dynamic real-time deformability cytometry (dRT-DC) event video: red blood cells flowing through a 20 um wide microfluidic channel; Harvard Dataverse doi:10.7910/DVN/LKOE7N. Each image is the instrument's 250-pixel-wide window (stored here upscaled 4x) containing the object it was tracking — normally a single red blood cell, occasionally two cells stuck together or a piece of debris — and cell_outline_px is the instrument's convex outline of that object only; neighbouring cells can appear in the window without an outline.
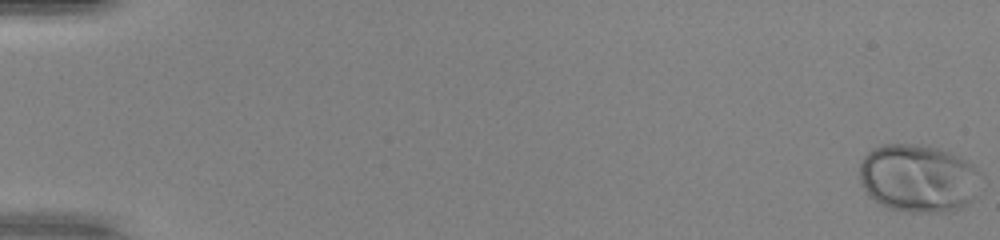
{"species": "human", "species_latin": "Homo sapiens", "temperature_condition": "warm", "stored_images_in_passage": 51, "camera_frame_rate_fps": 3000, "um_per_image_px": 0.085, "donor": {"sex": "female"}, "frame": {"image": 1, "passage_image": 1, "time_ms": 0.0, "image_size_px": [1000, 240], "cell_outline_px": [[984, 172], [976, 196], [964, 208], [952, 212], [908, 212], [892, 208], [880, 204], [868, 196], [860, 184], [860, 160], [872, 148], [884, 144], [916, 144], [936, 148], [948, 152], [968, 160]], "centroid_in_image_um": [78.1, 15.16], "position_along_channel_um": 6.9, "area_um2": 49.07}}
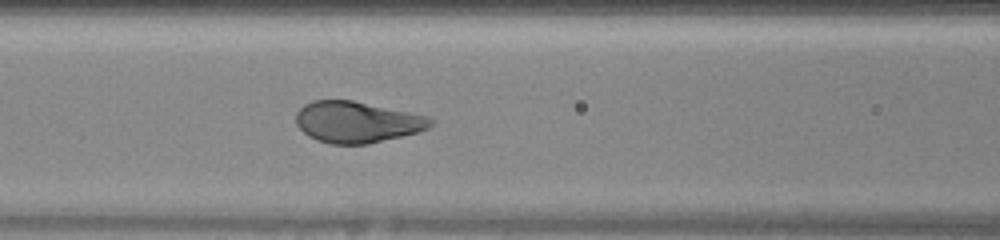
{"frame": {"image": 2, "passage_image": 24, "time_ms": 7.667, "image_size_px": [1000, 240], "cell_outline_px": [[432, 124], [428, 128], [420, 132], [368, 144], [332, 144], [316, 140], [308, 136], [296, 124], [296, 112], [304, 104], [312, 100], [352, 100], [428, 116], [432, 120]], "centroid_in_image_um": [30.33, 10.38], "position_along_channel_um": 136.3, "area_um2": 32.37}}
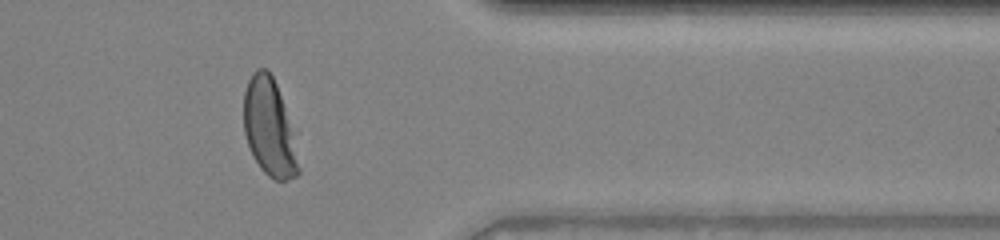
{"frame": {"image": 3, "passage_image": 43, "time_ms": 14.0, "image_size_px": [1000, 240], "cell_outline_px": [[300, 172], [296, 176], [288, 180], [272, 180], [260, 168], [252, 156], [244, 132], [244, 92], [248, 80], [252, 72], [256, 68], [268, 68], [276, 84], [292, 132], [300, 168]], "centroid_in_image_um": [22.86, 10.86], "position_along_channel_um": 388.5, "area_um2": 30.75}, "authors_computed_cell_mechanics": {"area_um2": 33.524, "velocity_mm_per_s": 4.1546, "shape_relaxation_time_tau1_ms": 2.4401, "shape_relaxation_time_tau2_ms": null, "deformation_change_tau1": 0.1931, "deformation_change_tau2": null}}